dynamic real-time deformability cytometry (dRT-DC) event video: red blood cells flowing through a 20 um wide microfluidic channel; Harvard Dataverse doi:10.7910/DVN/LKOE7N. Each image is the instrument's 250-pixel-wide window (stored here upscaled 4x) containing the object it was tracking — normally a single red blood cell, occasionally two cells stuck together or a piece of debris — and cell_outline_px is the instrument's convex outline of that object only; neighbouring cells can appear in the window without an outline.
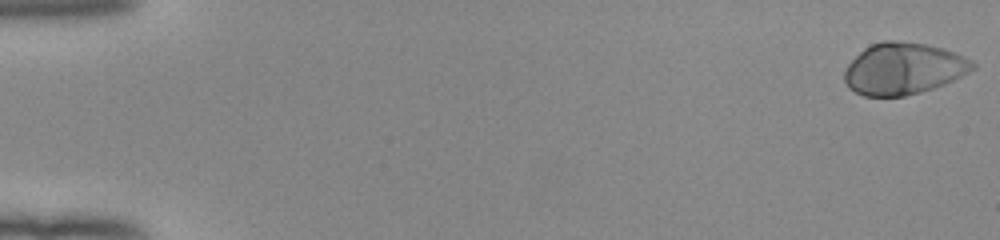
{"species": "human", "species_latin": "Homo sapiens", "temperature_condition": "room temperature", "stored_images_in_passage": 52, "camera_frame_rate_fps": 3000, "um_per_image_px": 0.085, "donor": {"sex": "female"}, "frame": {"image": 1, "passage_image": 1, "time_ms": 0.0, "image_size_px": [1000, 240], "cell_outline_px": [[976, 68], [944, 84], [920, 92], [904, 96], [864, 96], [848, 88], [844, 80], [844, 72], [848, 64], [864, 48], [872, 44], [884, 40], [892, 40], [924, 44], [940, 48], [964, 56], [972, 60], [976, 64]], "centroid_in_image_um": [76.77, 5.84], "position_along_channel_um": 8.2, "area_um2": 38.26}}
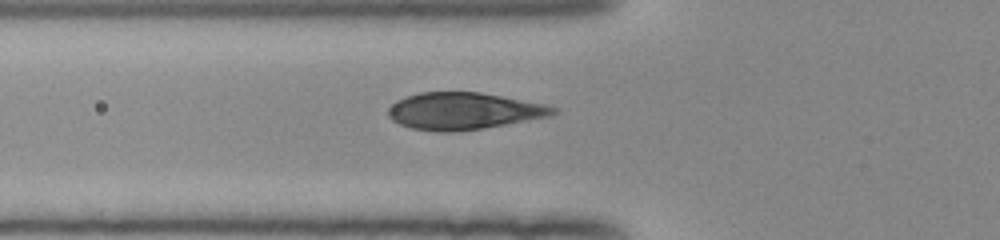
{"frame": {"image": 2, "passage_image": 20, "time_ms": 6.333, "image_size_px": [1000, 240], "cell_outline_px": [[560, 112], [548, 116], [484, 128], [448, 132], [436, 132], [412, 128], [400, 124], [392, 120], [388, 116], [388, 108], [396, 100], [420, 92], [480, 92], [544, 104], [556, 108]], "centroid_in_image_um": [39.37, 9.44], "position_along_channel_um": 86.4, "area_um2": 35.26}}
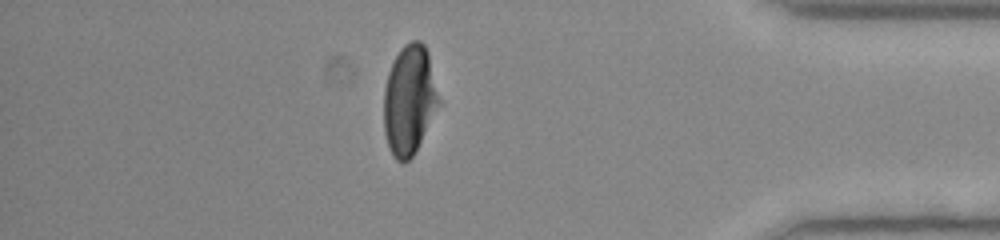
{"frame": {"image": 3, "passage_image": 46, "time_ms": 15.0, "image_size_px": [1000, 240], "cell_outline_px": [[440, 104], [412, 156], [404, 164], [396, 160], [392, 156], [384, 132], [384, 88], [388, 72], [400, 48], [404, 44], [412, 40], [420, 40], [424, 44], [428, 52], [440, 100]], "centroid_in_image_um": [34.78, 8.48], "position_along_channel_um": 400.4, "area_um2": 35.03}, "authors_computed_cell_mechanics": {"area_um2": 37.5122, "velocity_mm_per_s": 3.9646, "shape_relaxation_time_tau1_ms": 3.0795, "shape_relaxation_time_tau2_ms": null, "deformation_change_tau1": 0.1896, "deformation_change_tau2": null}}